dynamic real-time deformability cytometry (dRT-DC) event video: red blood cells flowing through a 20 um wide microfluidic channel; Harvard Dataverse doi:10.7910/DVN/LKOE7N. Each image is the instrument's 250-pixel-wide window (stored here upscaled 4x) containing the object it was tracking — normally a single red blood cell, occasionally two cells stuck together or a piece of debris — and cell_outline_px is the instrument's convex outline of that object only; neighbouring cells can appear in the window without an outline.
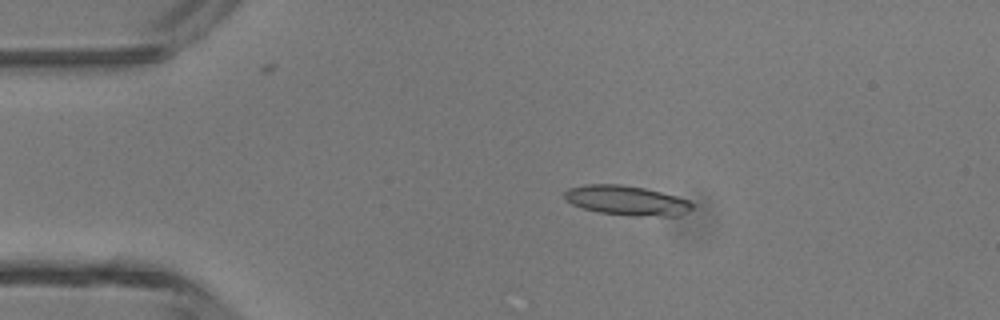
{"species": "common noctule bat (a hibernating species)", "species_latin": "Nyctalus noctula", "temperature_condition": "room temperature", "stored_images_in_passage": 3, "camera_frame_rate_fps": 3000, "um_per_image_px": 0.085, "animal": {"sex": "male", "body_mass_g": 13.3}, "frame": {"image": 1, "passage_image": 1, "time_ms": 0.0, "image_size_px": [1000, 320], "cell_outline_px": [[692, 208], [688, 212], [676, 216], [636, 216], [600, 212], [584, 208], [572, 204], [564, 200], [564, 192], [568, 188], [584, 184], [620, 184], [644, 188], [676, 196], [688, 200], [692, 204]], "centroid_in_image_um": [53.24, 17.03], "position_along_channel_um": 31.8, "area_um2": 22.02}}